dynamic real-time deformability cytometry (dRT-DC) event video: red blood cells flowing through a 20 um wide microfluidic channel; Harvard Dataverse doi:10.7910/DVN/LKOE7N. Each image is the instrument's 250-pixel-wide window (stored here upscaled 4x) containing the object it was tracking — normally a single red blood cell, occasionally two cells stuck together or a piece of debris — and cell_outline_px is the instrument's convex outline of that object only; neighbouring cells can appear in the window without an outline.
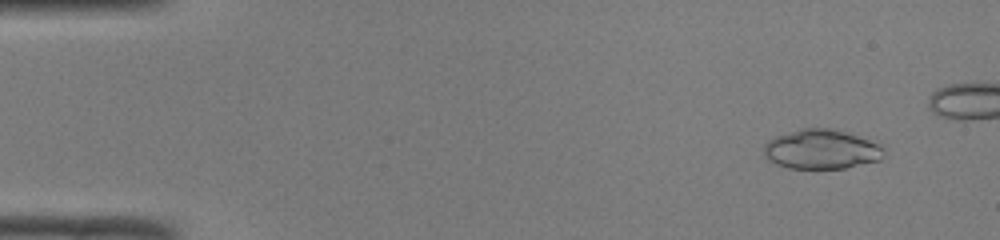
{"species": "common noctule bat (a hibernating species)", "species_latin": "Nyctalus noctula", "temperature_condition": "room temperature", "stored_images_in_passage": 44, "camera_frame_rate_fps": 3000, "um_per_image_px": 0.085, "animal": {"sex": "male", "body_mass_g": 19.0, "forearm_length_mm": 50.8}, "frame": {"image": 1, "passage_image": 4, "time_ms": 1.0, "image_size_px": [1000, 240], "cell_outline_px": [[884, 148], [880, 160], [844, 168], [788, 168], [776, 164], [768, 160], [764, 156], [764, 144], [768, 140], [776, 136], [804, 128], [828, 128], [856, 136], [868, 140]], "centroid_in_image_um": [69.76, 12.71], "position_along_channel_um": 15.2, "area_um2": 27.11}}